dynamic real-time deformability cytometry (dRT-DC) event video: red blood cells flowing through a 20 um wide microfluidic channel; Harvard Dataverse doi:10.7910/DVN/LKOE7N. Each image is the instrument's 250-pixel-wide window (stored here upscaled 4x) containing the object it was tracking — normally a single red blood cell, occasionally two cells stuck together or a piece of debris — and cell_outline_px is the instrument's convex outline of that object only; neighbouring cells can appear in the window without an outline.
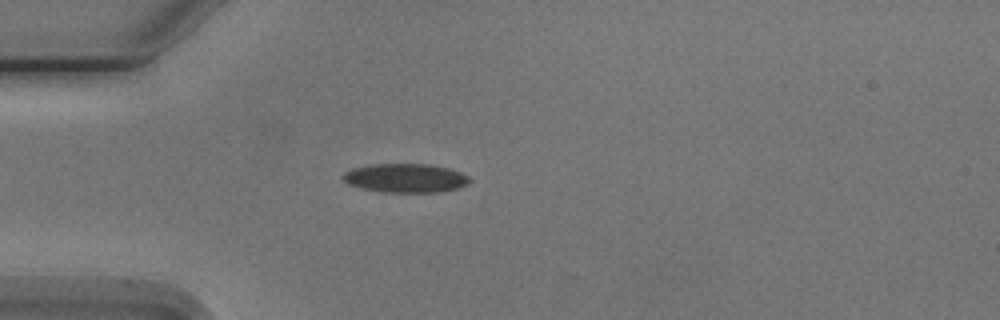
{"species": "Egyptian fruit bat (a non-hibernating species)", "species_latin": "Rousettus aegyptiacus", "temperature_condition": "cold", "stored_images_in_passage": 5, "camera_frame_rate_fps": 3000, "um_per_image_px": 0.085, "animal": {"sex": "male"}, "frame": {"image": 1, "passage_image": 3, "time_ms": 2.667, "image_size_px": [1000, 320], "cell_outline_px": [[472, 180], [468, 184], [456, 188], [440, 192], [380, 192], [360, 188], [348, 184], [344, 180], [344, 172], [352, 168], [376, 164], [432, 164], [448, 168], [460, 172], [468, 176]], "centroid_in_image_um": [34.48, 15.14], "position_along_channel_um": 50.5, "area_um2": 21.33}}